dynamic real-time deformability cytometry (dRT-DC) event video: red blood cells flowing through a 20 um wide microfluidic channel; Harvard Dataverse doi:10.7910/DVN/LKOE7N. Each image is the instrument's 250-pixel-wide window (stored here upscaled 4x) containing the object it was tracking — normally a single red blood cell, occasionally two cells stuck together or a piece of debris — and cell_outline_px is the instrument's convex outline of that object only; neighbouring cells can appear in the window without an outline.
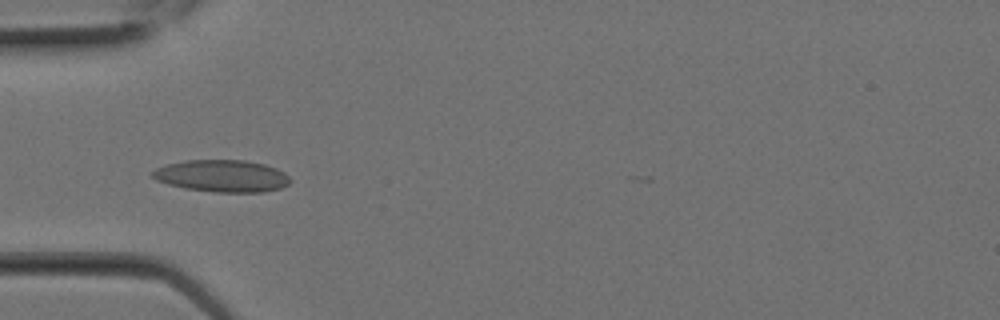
{"species": "Egyptian fruit bat (a non-hibernating species)", "species_latin": "Rousettus aegyptiacus", "temperature_condition": "room temperature", "stored_images_in_passage": 3, "camera_frame_rate_fps": 3000, "um_per_image_px": 0.085, "animal": {"sex": "female"}, "frame": {"image": 1, "passage_image": 3, "time_ms": 0.667, "image_size_px": [1000, 320], "cell_outline_px": [[292, 180], [288, 184], [280, 188], [264, 192], [216, 192], [184, 188], [168, 184], [156, 180], [152, 176], [152, 172], [156, 168], [168, 164], [184, 160], [244, 160], [264, 164], [276, 168], [284, 172]], "centroid_in_image_um": [18.88, 14.95], "position_along_channel_um": 66.1, "area_um2": 25.72}}